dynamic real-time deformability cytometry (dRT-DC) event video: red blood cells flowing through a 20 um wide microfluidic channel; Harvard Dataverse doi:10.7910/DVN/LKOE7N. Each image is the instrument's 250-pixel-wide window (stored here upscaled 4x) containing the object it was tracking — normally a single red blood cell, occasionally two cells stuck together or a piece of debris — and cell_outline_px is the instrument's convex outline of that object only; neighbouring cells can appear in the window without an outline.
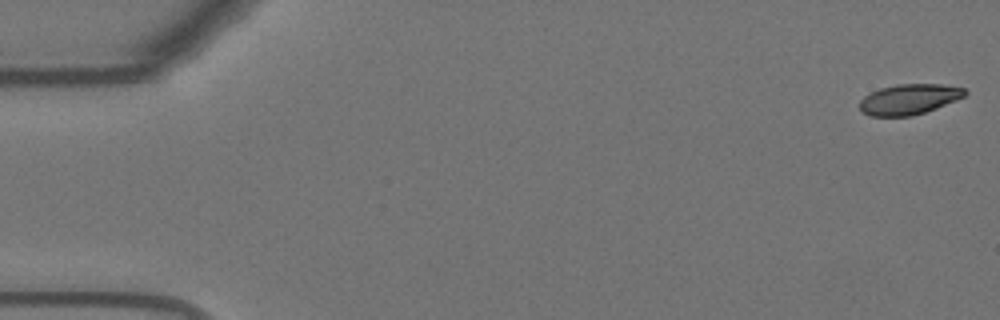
{"species": "Egyptian fruit bat (a non-hibernating species)", "species_latin": "Rousettus aegyptiacus", "temperature_condition": "warm", "stored_images_in_passage": 55, "camera_frame_rate_fps": 3000, "um_per_image_px": 0.085, "animal": {"sex": "female"}, "frame": {"image": 1, "passage_image": 1, "time_ms": 0.0, "image_size_px": [1000, 320], "cell_outline_px": [[968, 92], [964, 96], [956, 100], [936, 108], [912, 116], [872, 116], [860, 112], [860, 100], [864, 96], [880, 88], [896, 84], [940, 84], [964, 88]], "centroid_in_image_um": [77.25, 8.44], "position_along_channel_um": 7.7, "area_um2": 18.61}}
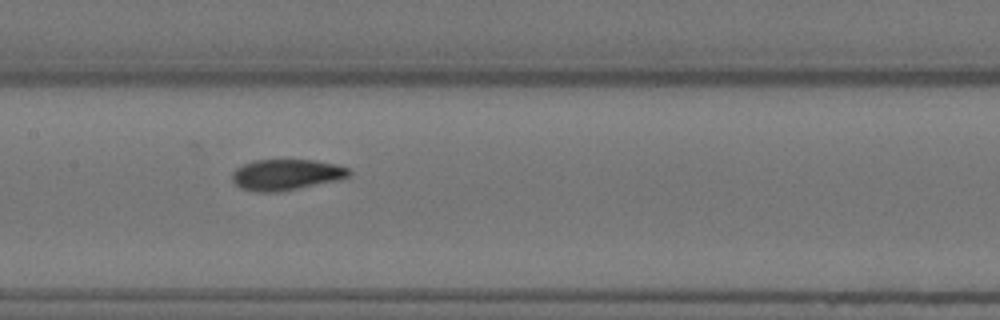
{"frame": {"image": 2, "passage_image": 27, "time_ms": 8.667, "image_size_px": [1000, 320], "cell_outline_px": [[352, 172], [348, 176], [340, 180], [276, 192], [260, 192], [240, 188], [232, 180], [232, 172], [236, 168], [252, 160], [316, 160], [336, 164], [348, 168]], "centroid_in_image_um": [24.33, 14.84], "position_along_channel_um": 183.1, "area_um2": 21.04}}
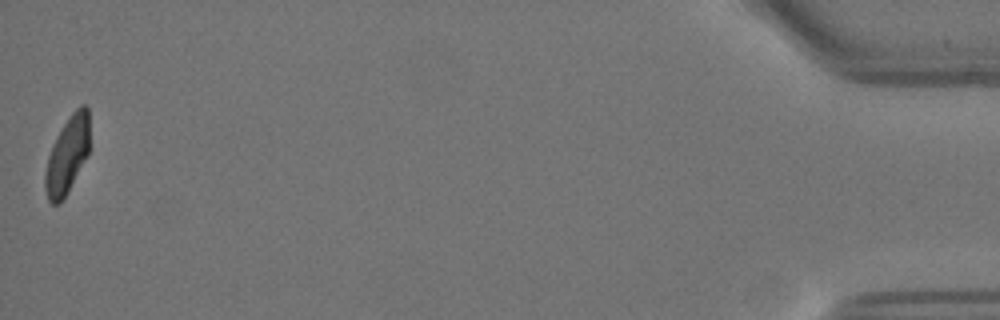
{"frame": {"image": 3, "passage_image": 55, "time_ms": 18.0, "image_size_px": [1000, 320], "cell_outline_px": [[88, 156], [68, 192], [60, 204], [52, 204], [48, 200], [44, 188], [44, 176], [48, 156], [52, 144], [56, 136], [72, 112], [80, 104], [84, 104], [88, 108]], "centroid_in_image_um": [5.7, 13.22], "position_along_channel_um": 429.5, "area_um2": 20.0}, "authors_computed_cell_mechanics": {"area_um2": 20.7502, "velocity_mm_per_s": 3.6728, "shape_relaxation_time_tau1_ms": 7.0175, "shape_relaxation_time_tau2_ms": 1.3516, "deformation_change_tau1": 0.2178, "deformation_change_tau2": 0.0536}}